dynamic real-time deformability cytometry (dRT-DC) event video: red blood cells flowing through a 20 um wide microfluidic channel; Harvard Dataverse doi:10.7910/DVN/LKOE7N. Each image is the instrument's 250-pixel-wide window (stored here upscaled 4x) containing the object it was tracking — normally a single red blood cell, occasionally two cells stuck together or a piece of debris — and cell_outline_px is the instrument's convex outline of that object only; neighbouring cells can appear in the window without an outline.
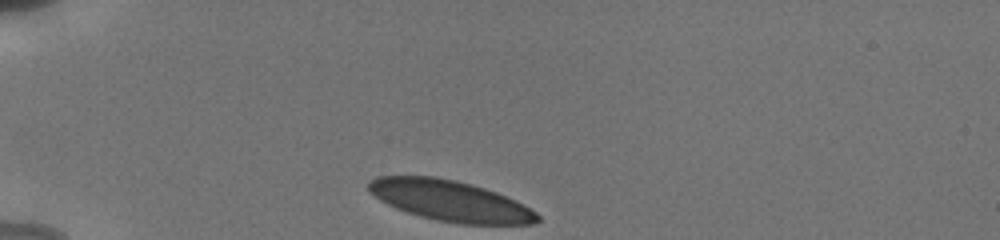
{"species": "human", "species_latin": "Homo sapiens", "temperature_condition": "cold", "stored_images_in_passage": 10, "camera_frame_rate_fps": 3000, "um_per_image_px": 0.085, "donor": {"sex": "male"}, "frame": {"image": 1, "passage_image": 1, "time_ms": 0.0, "image_size_px": [1000, 240], "cell_outline_px": [[540, 220], [536, 224], [460, 224], [436, 220], [420, 216], [396, 208], [380, 200], [368, 192], [368, 184], [376, 176], [436, 176], [456, 180], [484, 188], [496, 192], [516, 200], [524, 204], [536, 212], [540, 216]], "centroid_in_image_um": [38.28, 17.07], "position_along_channel_um": 46.7, "area_um2": 40.11}}